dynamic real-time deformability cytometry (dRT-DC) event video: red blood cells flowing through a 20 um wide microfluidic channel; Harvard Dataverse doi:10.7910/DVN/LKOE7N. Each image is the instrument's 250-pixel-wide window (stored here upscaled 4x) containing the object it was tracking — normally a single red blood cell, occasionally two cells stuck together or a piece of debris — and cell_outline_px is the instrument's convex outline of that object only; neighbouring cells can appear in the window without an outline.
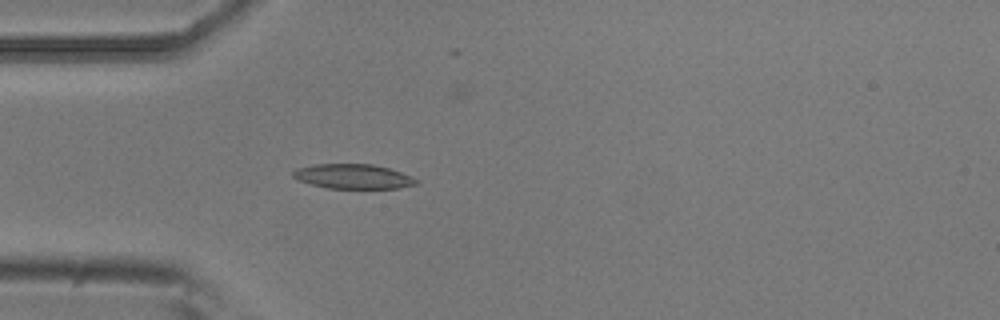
{"species": "common noctule bat (a hibernating species)", "species_latin": "Nyctalus noctula", "temperature_condition": "room temperature", "stored_images_in_passage": 1, "camera_frame_rate_fps": 3000, "um_per_image_px": 0.085, "animal": {"sex": "male", "body_mass_g": 20.5, "forearm_length_mm": 52.5}, "frame": {"image": 1, "passage_image": 1, "time_ms": 0.0, "image_size_px": [1000, 320], "cell_outline_px": [[420, 184], [400, 188], [328, 188], [312, 184], [300, 180], [292, 176], [292, 172], [296, 168], [316, 164], [372, 164], [388, 168], [400, 172], [420, 180]], "centroid_in_image_um": [30.06, 15.0], "position_along_channel_um": 54.9, "area_um2": 17.63}}